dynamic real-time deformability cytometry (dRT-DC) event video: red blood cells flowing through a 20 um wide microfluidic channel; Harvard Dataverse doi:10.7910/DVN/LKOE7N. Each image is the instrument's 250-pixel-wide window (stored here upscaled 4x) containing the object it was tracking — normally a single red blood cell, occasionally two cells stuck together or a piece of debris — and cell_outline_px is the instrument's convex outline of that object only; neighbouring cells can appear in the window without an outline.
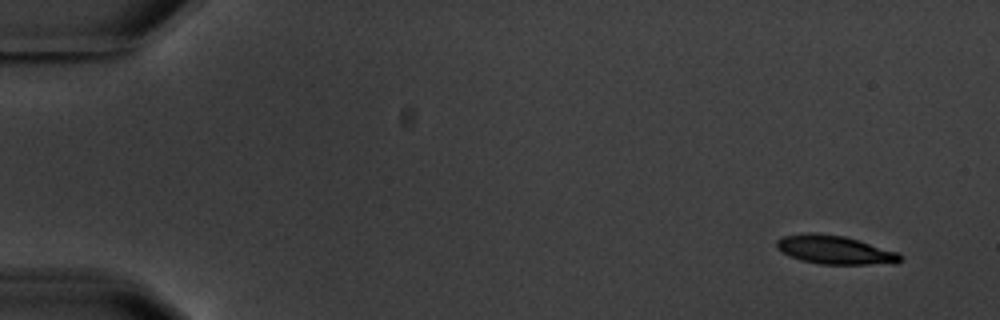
{"species": "common noctule bat (a hibernating species)", "species_latin": "Nyctalus noctula", "temperature_condition": "warm", "stored_images_in_passage": 5, "camera_frame_rate_fps": 3000, "um_per_image_px": 0.085, "animal": {"sex": "male", "body_mass_g": 20.1, "forearm_length_mm": 53.5}, "frame": {"image": 1, "passage_image": 1, "time_ms": 0.0, "image_size_px": [1000, 320], "cell_outline_px": [[904, 256], [896, 264], [820, 264], [800, 260], [776, 248], [776, 240], [784, 236], [808, 232], [816, 232], [844, 236], [860, 240], [900, 252]], "centroid_in_image_um": [71.02, 21.23], "position_along_channel_um": 14.0, "area_um2": 20.87}}